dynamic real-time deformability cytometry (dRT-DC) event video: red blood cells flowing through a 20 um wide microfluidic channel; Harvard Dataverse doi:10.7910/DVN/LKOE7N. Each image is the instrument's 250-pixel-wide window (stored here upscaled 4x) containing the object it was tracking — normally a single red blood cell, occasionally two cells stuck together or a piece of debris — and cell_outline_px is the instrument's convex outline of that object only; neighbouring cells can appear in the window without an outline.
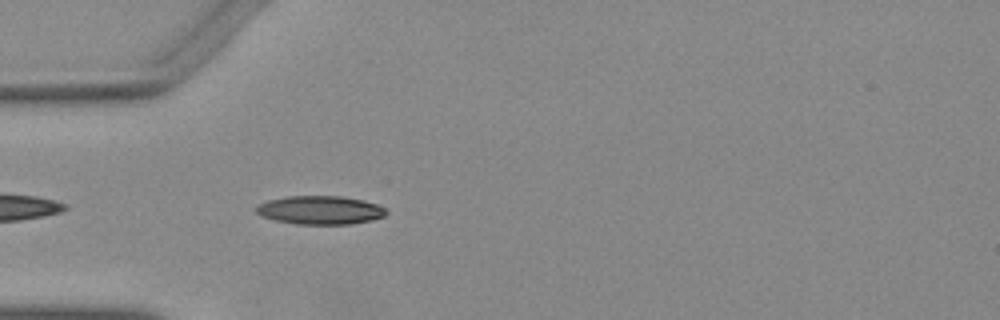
{"species": "Egyptian fruit bat (a non-hibernating species)", "species_latin": "Rousettus aegyptiacus", "temperature_condition": "warm", "stored_images_in_passage": 10, "camera_frame_rate_fps": 3000, "um_per_image_px": 0.085, "animal": {"sex": "female"}, "frame": {"image": 1, "passage_image": 4, "time_ms": 1.0, "image_size_px": [1000, 320], "cell_outline_px": [[388, 212], [384, 216], [372, 220], [352, 224], [296, 224], [276, 220], [260, 216], [256, 212], [256, 208], [260, 204], [268, 200], [288, 196], [340, 196], [364, 200], [376, 204], [384, 208]], "centroid_in_image_um": [27.22, 17.86], "position_along_channel_um": 57.8, "area_um2": 21.56}}
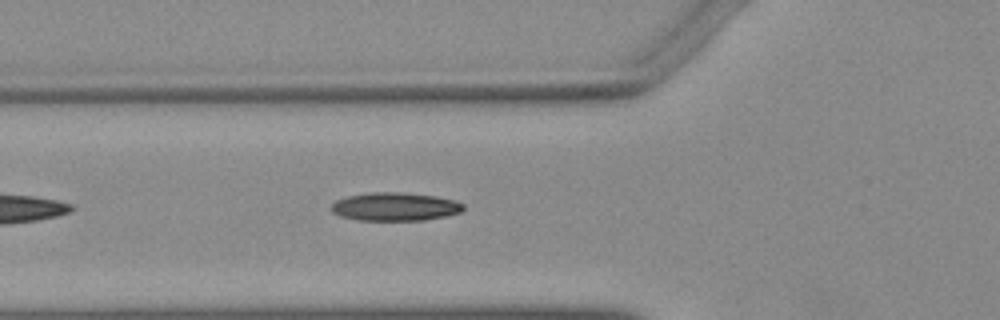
{"frame": {"image": 2, "passage_image": 7, "time_ms": 2.0, "image_size_px": [1000, 320], "cell_outline_px": [[464, 208], [460, 212], [444, 216], [424, 220], [356, 220], [340, 216], [332, 212], [328, 208], [336, 200], [348, 196], [372, 192], [400, 192], [432, 196], [456, 200], [464, 204]], "centroid_in_image_um": [33.54, 17.57], "position_along_channel_um": 92.3, "area_um2": 21.73}}